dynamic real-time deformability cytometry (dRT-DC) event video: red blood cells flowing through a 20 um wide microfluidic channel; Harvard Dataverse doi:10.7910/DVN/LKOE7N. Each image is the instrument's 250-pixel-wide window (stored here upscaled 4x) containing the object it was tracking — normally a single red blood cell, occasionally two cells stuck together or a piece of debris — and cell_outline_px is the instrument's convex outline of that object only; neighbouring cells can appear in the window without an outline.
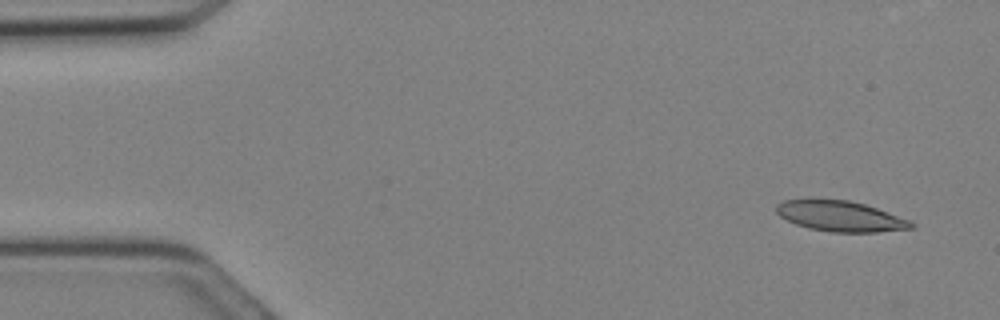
{"species": "Egyptian fruit bat (a non-hibernating species)", "species_latin": "Rousettus aegyptiacus", "temperature_condition": "cold", "stored_images_in_passage": 9, "camera_frame_rate_fps": 3000, "um_per_image_px": 0.085, "animal": {"sex": "female"}, "frame": {"image": 1, "passage_image": 2, "time_ms": 0.333, "image_size_px": [1000, 320], "cell_outline_px": [[916, 228], [876, 232], [832, 232], [808, 228], [796, 224], [780, 216], [776, 212], [776, 204], [784, 200], [812, 196], [848, 200], [864, 204], [876, 208], [908, 220], [916, 224]], "centroid_in_image_um": [71.36, 18.33], "position_along_channel_um": 13.6, "area_um2": 24.57}}
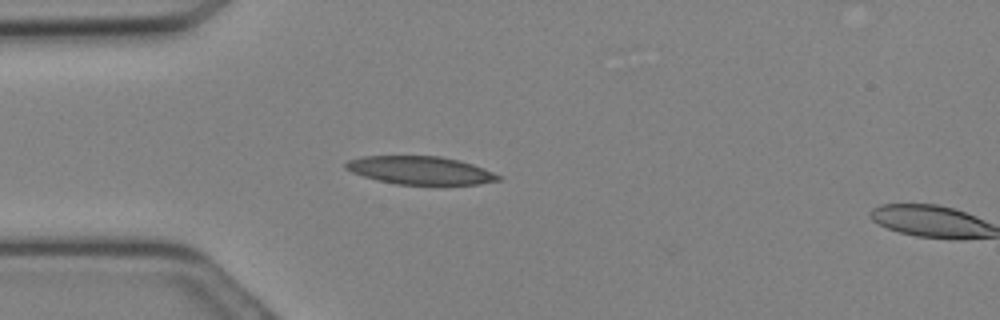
{"frame": {"image": 2, "passage_image": 8, "time_ms": 2.333, "image_size_px": [1000, 320], "cell_outline_px": [[504, 180], [480, 184], [396, 184], [364, 176], [352, 172], [344, 168], [344, 164], [348, 160], [364, 156], [440, 156], [460, 160], [484, 168], [504, 176]], "centroid_in_image_um": [35.8, 14.47], "position_along_channel_um": 49.2, "area_um2": 25.03}}